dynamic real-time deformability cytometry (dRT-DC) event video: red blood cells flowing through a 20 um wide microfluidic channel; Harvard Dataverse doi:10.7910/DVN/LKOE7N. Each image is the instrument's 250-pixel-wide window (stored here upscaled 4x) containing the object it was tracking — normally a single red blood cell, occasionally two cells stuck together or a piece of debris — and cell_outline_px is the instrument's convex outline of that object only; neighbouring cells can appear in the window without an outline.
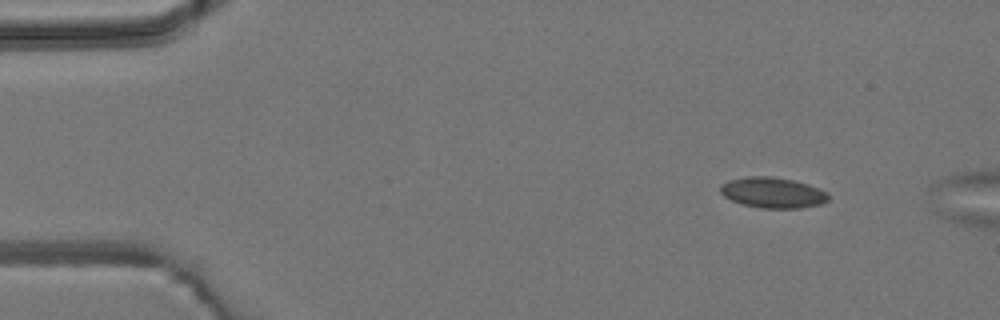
{"species": "common noctule bat (a hibernating species)", "species_latin": "Nyctalus noctula", "temperature_condition": "room temperature", "stored_images_in_passage": 3, "camera_frame_rate_fps": 3000, "um_per_image_px": 0.085, "animal": {"sex": "male", "body_mass_g": 19.2, "forearm_length_mm": 51.8}, "frame": {"image": 1, "passage_image": 1, "time_ms": 0.0, "image_size_px": [1000, 320], "cell_outline_px": [[828, 200], [820, 204], [800, 208], [760, 208], [744, 204], [732, 200], [724, 196], [720, 192], [720, 184], [728, 180], [748, 176], [772, 176], [792, 180], [808, 184], [828, 192]], "centroid_in_image_um": [65.67, 16.36], "position_along_channel_um": 19.3, "area_um2": 19.25}}